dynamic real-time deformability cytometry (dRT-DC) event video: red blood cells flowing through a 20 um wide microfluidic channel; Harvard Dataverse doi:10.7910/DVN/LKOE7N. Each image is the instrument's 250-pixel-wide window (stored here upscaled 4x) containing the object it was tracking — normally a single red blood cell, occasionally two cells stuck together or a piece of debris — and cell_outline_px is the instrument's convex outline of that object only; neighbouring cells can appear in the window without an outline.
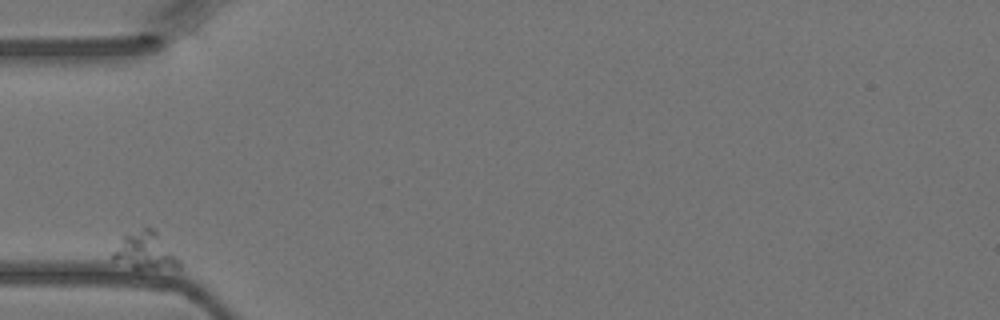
{"species": "Egyptian fruit bat (a non-hibernating species)", "species_latin": "Rousettus aegyptiacus", "temperature_condition": "warm", "stored_images_in_passage": 2, "camera_frame_rate_fps": 3000, "um_per_image_px": 0.085, "animal": {"sex": "female"}, "frame": {"image": 1, "passage_image": 1, "time_ms": 0.0, "image_size_px": [1000, 320], "cell_outline_px": [[180, 268], [132, 268], [112, 260], [112, 252], [120, 236], [144, 228], [152, 228], [156, 232], [180, 260]], "centroid_in_image_um": [12.28, 21.33], "position_along_channel_um": 72.7, "area_um2": 14.28}}